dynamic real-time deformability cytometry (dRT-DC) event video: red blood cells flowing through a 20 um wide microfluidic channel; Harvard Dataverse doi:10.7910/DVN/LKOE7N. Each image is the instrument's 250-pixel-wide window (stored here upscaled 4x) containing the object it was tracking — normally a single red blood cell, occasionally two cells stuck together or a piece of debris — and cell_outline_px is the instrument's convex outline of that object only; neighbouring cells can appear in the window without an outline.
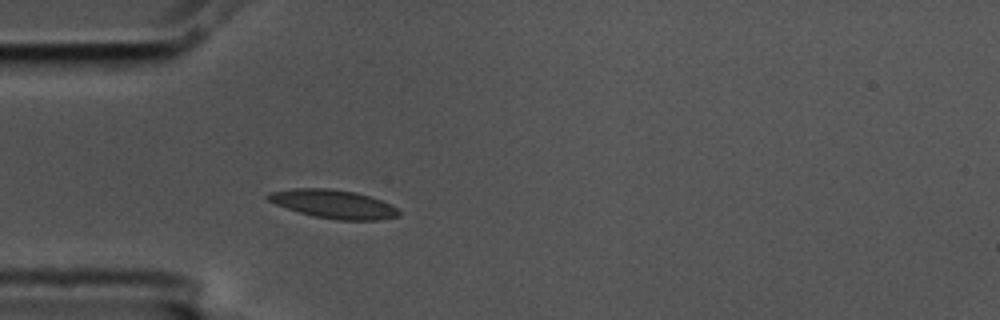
{"species": "common noctule bat (a hibernating species)", "species_latin": "Nyctalus noctula", "temperature_condition": "cold", "stored_images_in_passage": 18, "camera_frame_rate_fps": 3000, "um_per_image_px": 0.085, "animal": {"sex": "male", "body_mass_g": 17.5, "forearm_length_mm": 52.3}, "frame": {"image": 1, "passage_image": 8, "time_ms": 2.333, "image_size_px": [1000, 320], "cell_outline_px": [[400, 216], [380, 220], [336, 220], [316, 216], [300, 212], [276, 204], [268, 200], [264, 196], [272, 192], [292, 188], [328, 188], [356, 192], [392, 204], [400, 208]], "centroid_in_image_um": [28.41, 17.34], "position_along_channel_um": 56.6, "area_um2": 21.73}}